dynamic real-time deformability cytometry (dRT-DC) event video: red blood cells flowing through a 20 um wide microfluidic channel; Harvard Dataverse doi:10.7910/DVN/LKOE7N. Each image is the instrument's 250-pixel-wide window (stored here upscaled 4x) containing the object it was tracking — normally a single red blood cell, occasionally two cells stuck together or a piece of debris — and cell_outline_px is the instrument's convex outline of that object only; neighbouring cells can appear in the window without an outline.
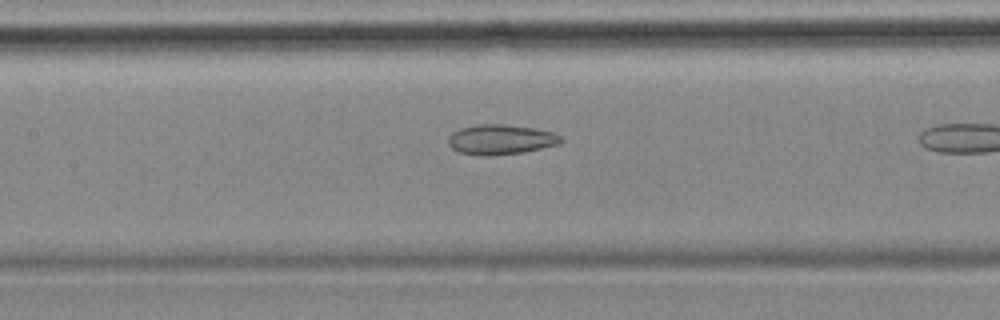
{"species": "common noctule bat (a hibernating species)", "species_latin": "Nyctalus noctula", "temperature_condition": "cold", "stored_images_in_passage": 9, "camera_frame_rate_fps": 3000, "um_per_image_px": 0.085, "animal": {"sex": "female", "body_mass_g": 18.4}, "frame": {"image": 1, "passage_image": 8, "time_ms": 2.333, "image_size_px": [1000, 320], "cell_outline_px": [[564, 140], [560, 144], [520, 152], [488, 156], [460, 152], [452, 148], [448, 144], [448, 136], [452, 132], [460, 128], [480, 124], [504, 124], [536, 128], [552, 132], [560, 136]], "centroid_in_image_um": [42.55, 11.84], "position_along_channel_um": 164.8, "area_um2": 19.54}}